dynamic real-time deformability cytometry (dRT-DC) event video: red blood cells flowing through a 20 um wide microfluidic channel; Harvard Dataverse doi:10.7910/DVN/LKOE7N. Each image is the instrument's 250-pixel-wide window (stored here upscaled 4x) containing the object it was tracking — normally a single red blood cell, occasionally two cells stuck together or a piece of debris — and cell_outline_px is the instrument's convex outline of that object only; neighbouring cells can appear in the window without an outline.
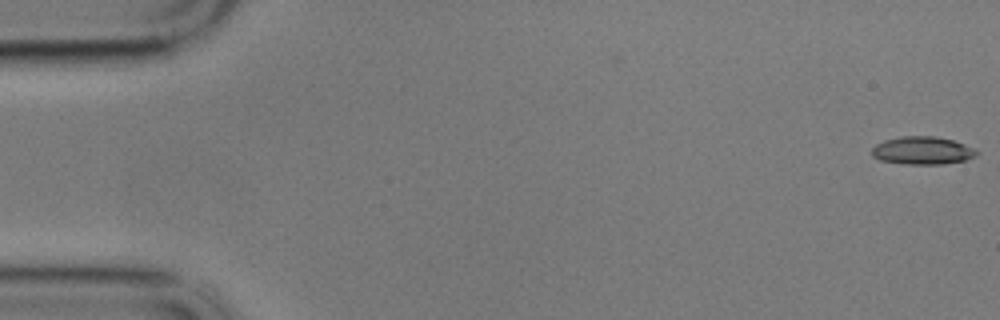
{"species": "common noctule bat (a hibernating species)", "species_latin": "Nyctalus noctula", "temperature_condition": "cold", "stored_images_in_passage": 2, "camera_frame_rate_fps": 3000, "um_per_image_px": 0.085, "animal": {"sex": "male", "body_mass_g": 17.9}, "frame": {"image": 1, "passage_image": 2, "time_ms": 0.333, "image_size_px": [1000, 320], "cell_outline_px": [[980, 152], [976, 156], [964, 160], [944, 164], [904, 164], [880, 160], [872, 156], [872, 148], [876, 144], [884, 140], [900, 136], [936, 136], [952, 140], [964, 144]], "centroid_in_image_um": [78.39, 12.79], "position_along_channel_um": 6.6, "area_um2": 17.05}}